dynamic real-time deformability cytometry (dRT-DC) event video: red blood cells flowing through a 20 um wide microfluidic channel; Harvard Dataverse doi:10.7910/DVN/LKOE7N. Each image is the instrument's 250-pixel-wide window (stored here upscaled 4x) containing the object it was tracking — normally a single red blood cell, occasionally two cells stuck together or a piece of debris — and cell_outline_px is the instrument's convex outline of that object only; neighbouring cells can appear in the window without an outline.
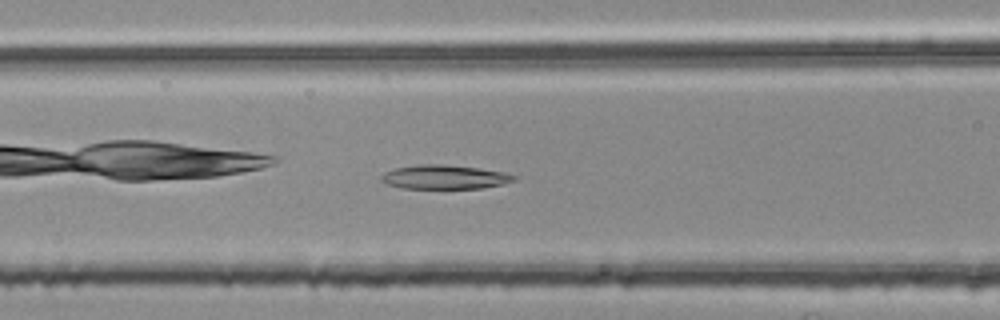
{"species": "common noctule bat (a hibernating species)", "species_latin": "Nyctalus noctula", "temperature_condition": "room temperature", "stored_images_in_passage": 39, "camera_frame_rate_fps": 3000, "um_per_image_px": 0.085, "animal": {"sex": "female", "body_mass_g": 25.1}, "frame": {"image": 1, "passage_image": 7, "time_ms": 2.0, "image_size_px": [1000, 320], "cell_outline_px": [[516, 180], [504, 184], [484, 188], [400, 188], [388, 184], [380, 180], [380, 176], [384, 172], [396, 168], [416, 164], [444, 164], [480, 168], [504, 172], [516, 176]], "centroid_in_image_um": [37.79, 15.04], "position_along_channel_um": 128.8, "area_um2": 18.73}}
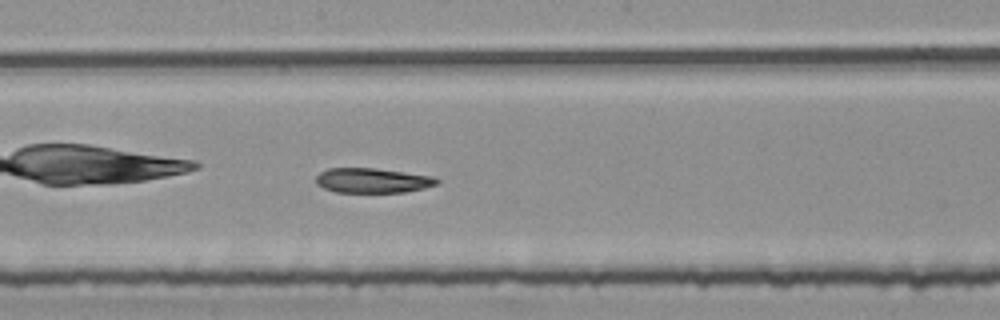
{"frame": {"image": 2, "passage_image": 14, "time_ms": 4.333, "image_size_px": [1000, 320], "cell_outline_px": [[440, 184], [424, 188], [404, 192], [336, 192], [324, 188], [316, 184], [316, 176], [320, 172], [328, 168], [376, 168], [436, 176], [440, 180]], "centroid_in_image_um": [31.71, 15.33], "position_along_channel_um": 216.5, "area_um2": 17.69}}
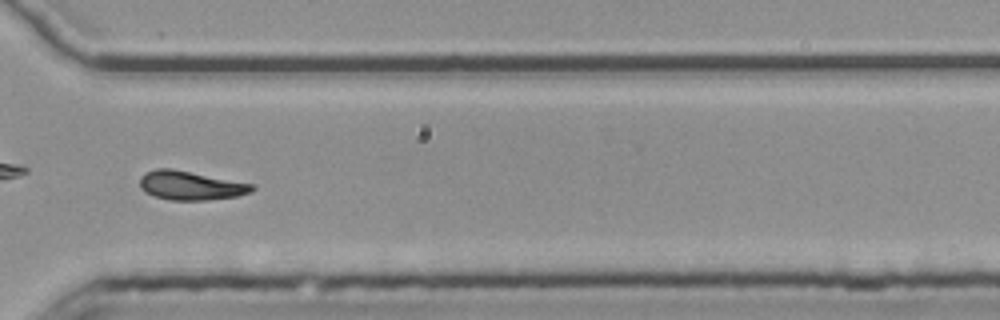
{"frame": {"image": 3, "passage_image": 25, "time_ms": 8.0, "image_size_px": [1000, 320], "cell_outline_px": [[256, 188], [252, 192], [236, 196], [208, 200], [168, 200], [152, 196], [144, 192], [140, 188], [140, 176], [144, 172], [156, 168], [168, 168], [252, 184]], "centroid_in_image_um": [16.13, 15.78], "position_along_channel_um": 354.5, "area_um2": 18.84}}